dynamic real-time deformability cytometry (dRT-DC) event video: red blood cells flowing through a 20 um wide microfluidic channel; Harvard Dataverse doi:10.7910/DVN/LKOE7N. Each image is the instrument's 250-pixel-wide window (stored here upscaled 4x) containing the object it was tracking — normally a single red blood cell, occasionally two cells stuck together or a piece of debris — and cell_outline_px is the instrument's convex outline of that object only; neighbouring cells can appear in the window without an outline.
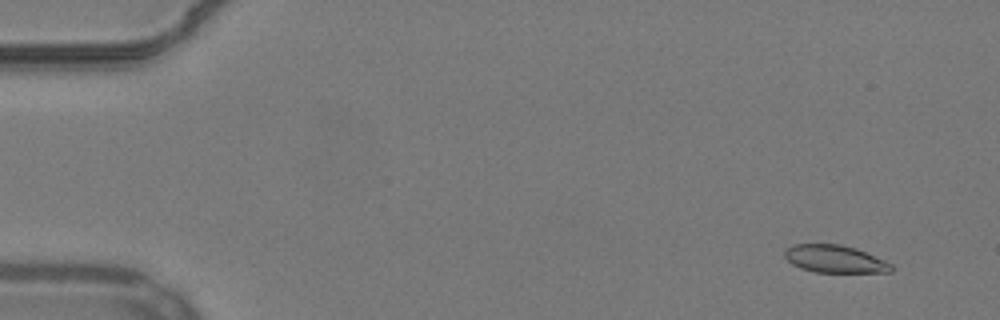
{"species": "common noctule bat (a hibernating species)", "species_latin": "Nyctalus noctula", "temperature_condition": "warm", "stored_images_in_passage": 54, "camera_frame_rate_fps": 3000, "um_per_image_px": 0.085, "animal": {"sex": "male", "body_mass_g": 19.2, "forearm_length_mm": 51.8}, "frame": {"image": 1, "passage_image": 4, "time_ms": 1.0, "image_size_px": [1000, 320], "cell_outline_px": [[892, 272], [816, 272], [800, 268], [792, 264], [784, 256], [784, 252], [792, 244], [840, 244], [856, 248], [884, 260], [892, 264]], "centroid_in_image_um": [70.95, 22.01], "position_along_channel_um": 14.1, "area_um2": 17.05}}
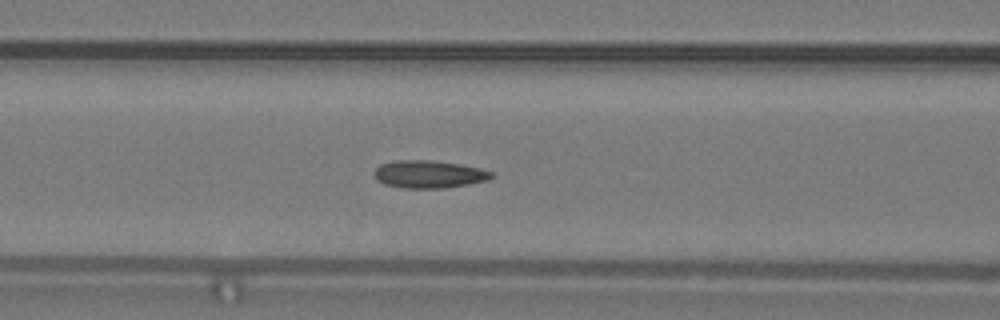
{"frame": {"image": 2, "passage_image": 23, "time_ms": 7.333, "image_size_px": [1000, 320], "cell_outline_px": [[496, 176], [488, 180], [468, 184], [444, 188], [404, 188], [384, 184], [376, 180], [376, 168], [380, 164], [396, 160], [428, 160], [460, 164], [480, 168], [492, 172]], "centroid_in_image_um": [36.48, 14.81], "position_along_channel_um": 130.1, "area_um2": 18.84}}
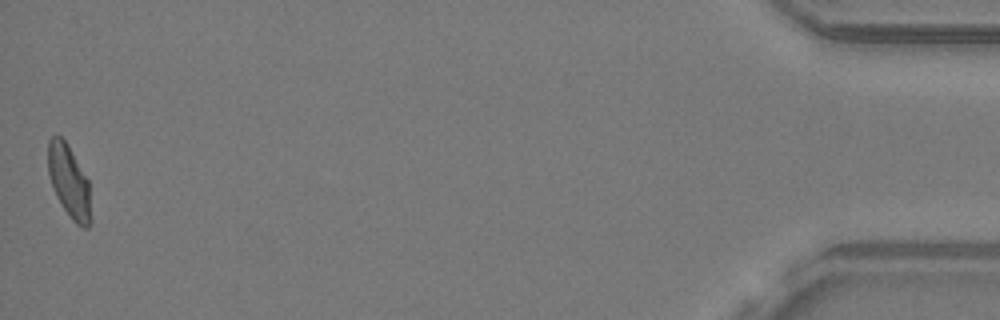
{"frame": {"image": 3, "passage_image": 54, "time_ms": 17.667, "image_size_px": [1000, 320], "cell_outline_px": [[92, 224], [88, 228], [84, 228], [76, 224], [72, 220], [56, 196], [52, 188], [48, 172], [48, 140], [52, 136], [60, 136], [68, 144], [88, 180], [92, 220]], "centroid_in_image_um": [5.88, 15.46], "position_along_channel_um": 429.3, "area_um2": 18.26}, "authors_computed_cell_mechanics": {"area_um2": 18.2648, "velocity_mm_per_s": 3.8186, "shape_relaxation_time_tau1_ms": null, "shape_relaxation_time_tau2_ms": 1.7169, "deformation_change_tau1": null, "deformation_change_tau2": 0.0633}}